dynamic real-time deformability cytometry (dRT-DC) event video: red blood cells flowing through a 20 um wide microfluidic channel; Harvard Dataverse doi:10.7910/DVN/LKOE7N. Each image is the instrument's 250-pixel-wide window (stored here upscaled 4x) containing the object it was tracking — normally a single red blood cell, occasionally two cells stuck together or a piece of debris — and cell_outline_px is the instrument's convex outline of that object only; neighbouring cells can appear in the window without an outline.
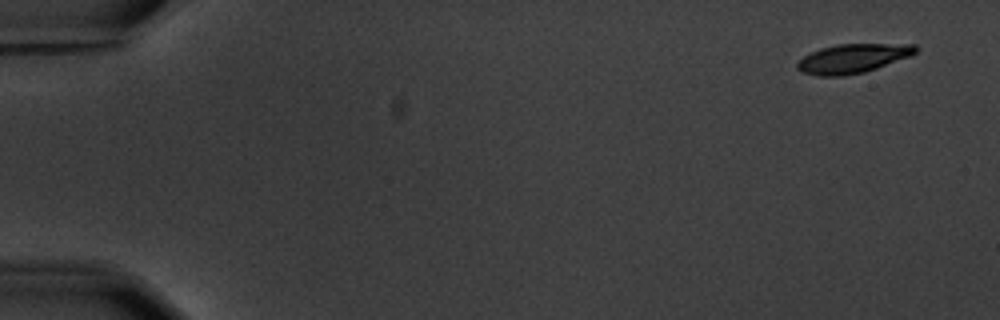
{"species": "common noctule bat (a hibernating species)", "species_latin": "Nyctalus noctula", "temperature_condition": "warm", "stored_images_in_passage": 5, "camera_frame_rate_fps": 3000, "um_per_image_px": 0.085, "animal": {"sex": "male", "body_mass_g": 20.1, "forearm_length_mm": 53.5}, "frame": {"image": 1, "passage_image": 1, "time_ms": 0.0, "image_size_px": [1000, 320], "cell_outline_px": [[916, 52], [912, 56], [864, 72], [840, 76], [820, 76], [800, 72], [796, 68], [796, 64], [804, 56], [820, 48], [840, 44], [916, 44]], "centroid_in_image_um": [72.48, 4.97], "position_along_channel_um": 12.5, "area_um2": 20.0}}
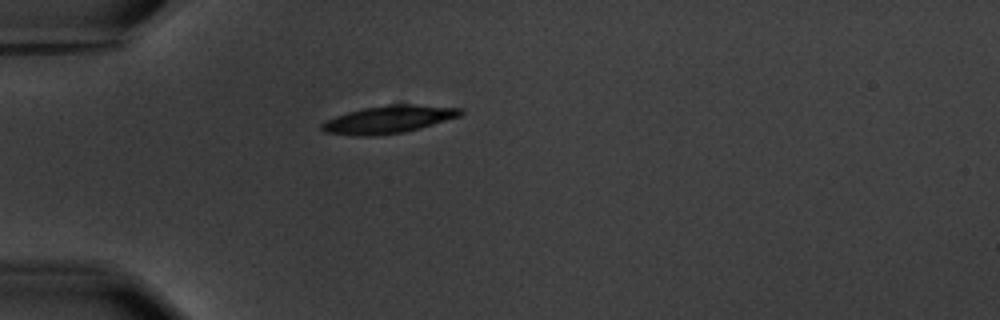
{"frame": {"image": 2, "passage_image": 5, "time_ms": 4.667, "image_size_px": [1000, 320], "cell_outline_px": [[464, 112], [460, 116], [420, 128], [404, 132], [368, 136], [356, 136], [324, 132], [320, 128], [320, 124], [336, 116], [348, 112], [364, 108], [388, 104], [412, 104], [464, 108]], "centroid_in_image_um": [33.05, 10.14], "position_along_channel_um": 52.0, "area_um2": 22.25}}